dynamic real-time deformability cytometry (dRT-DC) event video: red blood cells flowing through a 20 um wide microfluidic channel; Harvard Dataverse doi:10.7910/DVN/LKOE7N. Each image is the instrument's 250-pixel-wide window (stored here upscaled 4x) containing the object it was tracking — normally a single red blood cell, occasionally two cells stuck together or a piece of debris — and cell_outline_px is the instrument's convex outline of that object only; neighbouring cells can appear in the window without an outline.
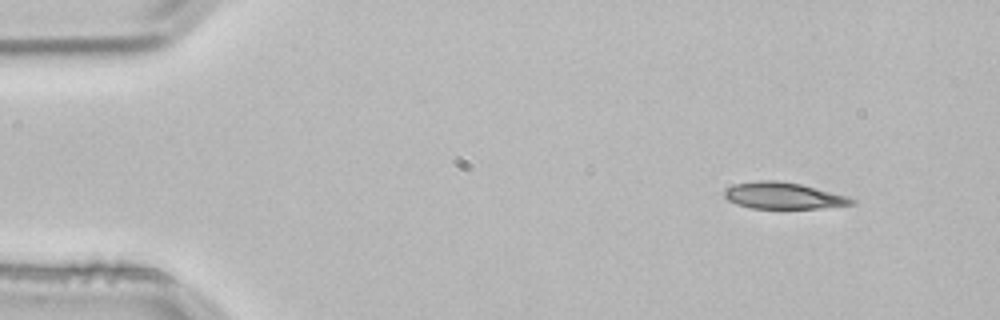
{"species": "common noctule bat (a hibernating species)", "species_latin": "Nyctalus noctula", "temperature_condition": "room temperature", "stored_images_in_passage": 3, "segment_of_instrument_passage": [2, 2], "camera_frame_rate_fps": 3000, "um_per_image_px": 0.085, "animal": {"sex": "male", "body_mass_g": 21.5, "forearm_length_mm": 52.0}, "frame": {"image": 1, "passage_image": 3, "time_ms": 0.667, "image_size_px": [1000, 320], "cell_outline_px": [[856, 204], [820, 208], [752, 208], [736, 204], [728, 200], [724, 196], [724, 192], [728, 188], [736, 184], [756, 180], [776, 180], [800, 184], [848, 196], [856, 200]], "centroid_in_image_um": [66.6, 16.63], "position_along_channel_um": 18.4, "area_um2": 19.54}}